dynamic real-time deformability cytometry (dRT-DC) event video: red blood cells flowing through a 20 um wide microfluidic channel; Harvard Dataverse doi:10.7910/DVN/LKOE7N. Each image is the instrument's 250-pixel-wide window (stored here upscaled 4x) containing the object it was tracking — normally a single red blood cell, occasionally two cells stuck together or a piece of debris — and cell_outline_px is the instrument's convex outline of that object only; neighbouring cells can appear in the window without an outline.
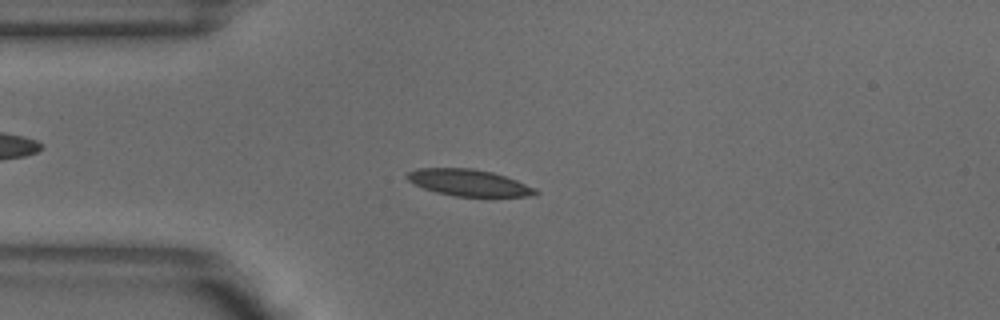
{"species": "common noctule bat (a hibernating species)", "species_latin": "Nyctalus noctula", "temperature_condition": "warm", "stored_images_in_passage": 51, "camera_frame_rate_fps": 3000, "um_per_image_px": 0.085, "animal": {"sex": "male", "body_mass_g": 18.8}, "frame": {"image": 1, "passage_image": 12, "time_ms": 3.667, "image_size_px": [1000, 320], "cell_outline_px": [[540, 192], [528, 196], [456, 196], [436, 192], [424, 188], [408, 180], [404, 176], [408, 172], [416, 168], [472, 168], [492, 172], [516, 180], [536, 188]], "centroid_in_image_um": [39.83, 15.52], "position_along_channel_um": 45.2, "area_um2": 19.71}}
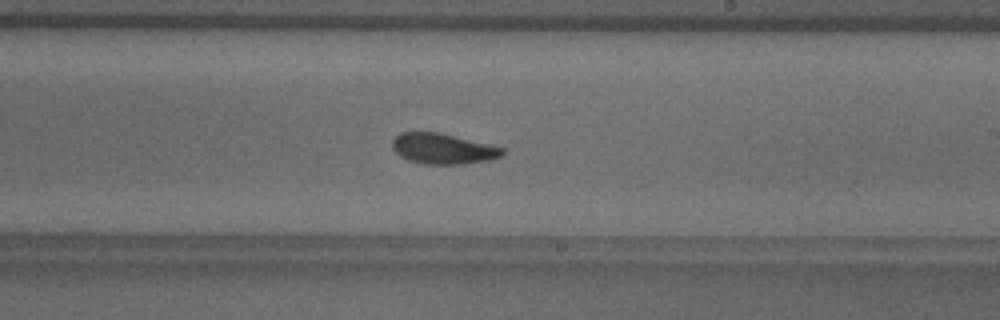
{"frame": {"image": 2, "passage_image": 29, "time_ms": 9.333, "image_size_px": [1000, 320], "cell_outline_px": [[504, 152], [500, 156], [488, 160], [464, 164], [424, 164], [408, 160], [400, 156], [392, 148], [392, 140], [400, 132], [440, 132], [504, 148]], "centroid_in_image_um": [37.61, 12.64], "position_along_channel_um": 251.4, "area_um2": 19.54}}
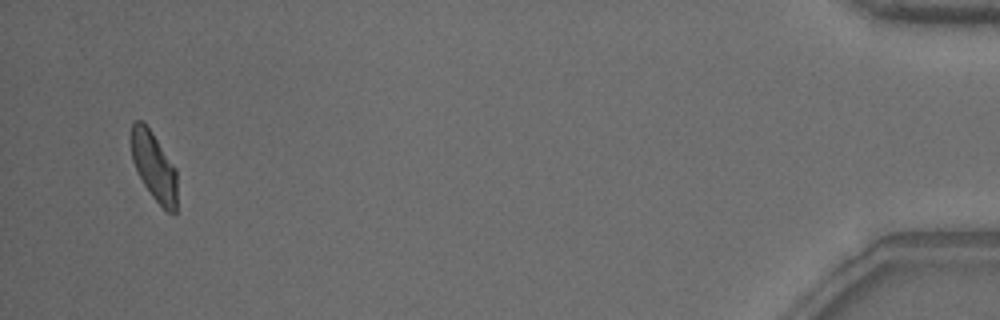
{"frame": {"image": 3, "passage_image": 49, "time_ms": 16.0, "image_size_px": [1000, 320], "cell_outline_px": [[176, 212], [168, 212], [152, 196], [144, 184], [132, 160], [132, 124], [136, 120], [144, 120], [176, 168]], "centroid_in_image_um": [13.09, 14.11], "position_along_channel_um": 422.1, "area_um2": 17.98}, "authors_computed_cell_mechanics": {"area_um2": 19.5364, "velocity_mm_per_s": 3.8523, "shape_relaxation_time_tau1_ms": 7.3367, "shape_relaxation_time_tau2_ms": 2.7727, "deformation_change_tau1": 0.2044, "deformation_change_tau2": 0.0977}}